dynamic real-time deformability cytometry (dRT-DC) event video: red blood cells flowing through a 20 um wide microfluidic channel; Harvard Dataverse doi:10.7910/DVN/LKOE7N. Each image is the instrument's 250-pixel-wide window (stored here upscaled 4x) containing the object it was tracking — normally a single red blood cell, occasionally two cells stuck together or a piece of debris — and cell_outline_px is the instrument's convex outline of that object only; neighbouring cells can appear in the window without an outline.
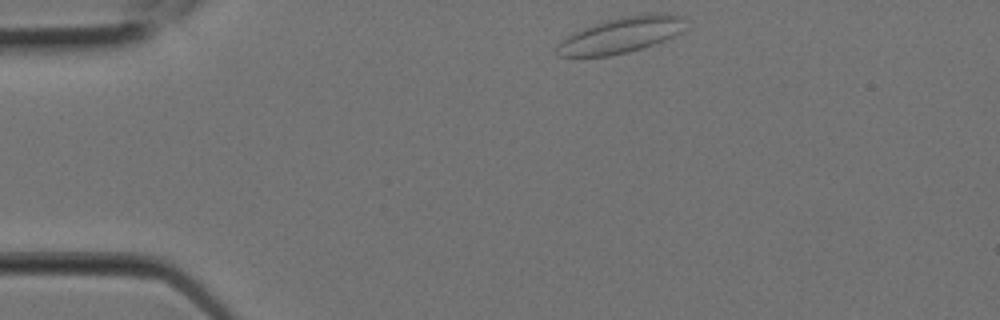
{"species": "Egyptian fruit bat (a non-hibernating species)", "species_latin": "Rousettus aegyptiacus", "temperature_condition": "room temperature", "stored_images_in_passage": 9, "camera_frame_rate_fps": 3000, "um_per_image_px": 0.085, "animal": {"sex": "female"}, "frame": {"image": 1, "passage_image": 1, "time_ms": 0.0, "image_size_px": [1000, 320], "cell_outline_px": [[684, 32], [664, 40], [628, 52], [608, 56], [580, 60], [556, 56], [556, 44], [568, 36], [584, 28], [620, 16], [656, 12], [664, 12], [684, 16]], "centroid_in_image_um": [52.74, 3.02], "position_along_channel_um": 32.3, "area_um2": 27.51}}
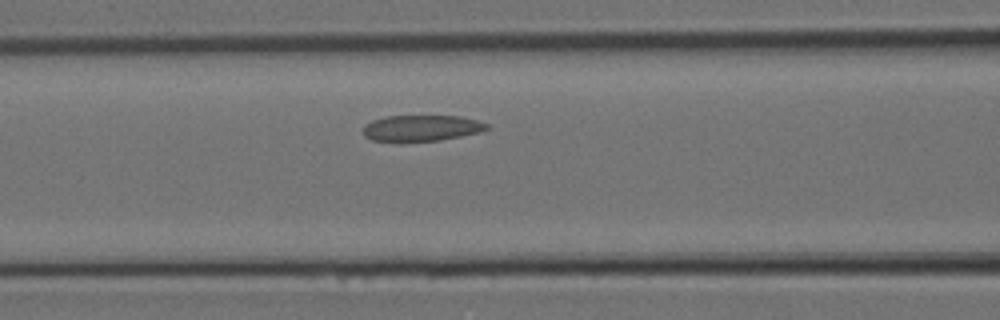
{"frame": {"image": 2, "passage_image": 6, "time_ms": 1.667, "image_size_px": [1000, 320], "cell_outline_px": [[488, 128], [480, 132], [440, 140], [372, 140], [364, 136], [364, 124], [372, 120], [384, 116], [460, 116], [476, 120], [488, 124]], "centroid_in_image_um": [35.82, 10.86], "position_along_channel_um": 130.8, "area_um2": 18.38}}
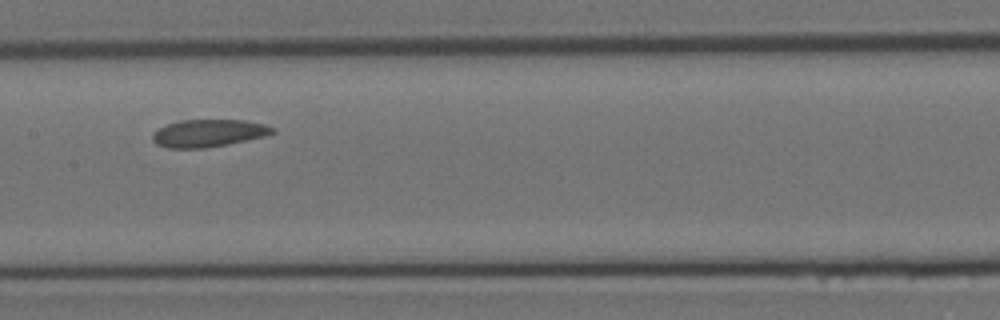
{"frame": {"image": 3, "passage_image": 8, "time_ms": 2.333, "image_size_px": [1000, 320], "cell_outline_px": [[276, 132], [264, 136], [204, 148], [168, 148], [156, 144], [152, 140], [152, 136], [160, 128], [168, 124], [180, 120], [244, 120], [264, 124], [276, 128]], "centroid_in_image_um": [17.73, 11.31], "position_along_channel_um": 189.7, "area_um2": 18.9}}